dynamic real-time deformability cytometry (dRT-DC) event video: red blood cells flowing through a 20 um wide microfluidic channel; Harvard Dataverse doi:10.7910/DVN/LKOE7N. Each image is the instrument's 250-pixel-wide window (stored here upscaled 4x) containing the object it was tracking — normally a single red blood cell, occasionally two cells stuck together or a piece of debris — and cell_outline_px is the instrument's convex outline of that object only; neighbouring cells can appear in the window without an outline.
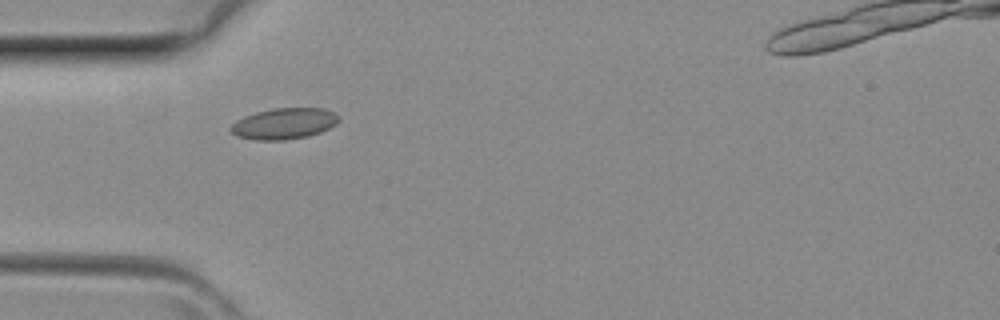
{"species": "common noctule bat (a hibernating species)", "species_latin": "Nyctalus noctula", "temperature_condition": "room temperature", "stored_images_in_passage": 2, "camera_frame_rate_fps": 3000, "um_per_image_px": 0.085, "animal": {"sex": "female", "body_mass_g": 29.2, "forearm_length_mm": 56.3}, "frame": {"image": 1, "passage_image": 1, "time_ms": 0.0, "image_size_px": [1000, 320], "cell_outline_px": [[340, 120], [336, 124], [320, 132], [308, 136], [284, 140], [256, 140], [240, 136], [232, 132], [228, 128], [236, 120], [244, 116], [256, 112], [272, 108], [324, 108], [340, 116]], "centroid_in_image_um": [24.15, 10.5], "position_along_channel_um": 60.8, "area_um2": 19.54}}
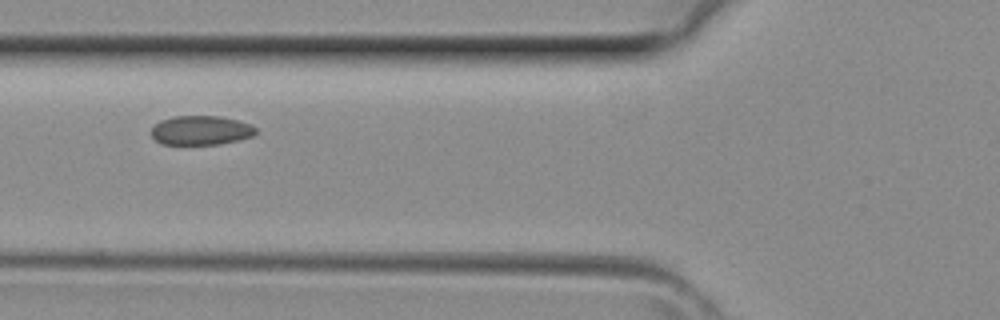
{"frame": {"image": 2, "passage_image": 2, "time_ms": 0.333, "image_size_px": [1000, 320], "cell_outline_px": [[256, 132], [252, 136], [240, 140], [220, 144], [160, 144], [152, 136], [152, 128], [160, 120], [172, 116], [220, 116], [240, 120], [252, 124], [256, 128]], "centroid_in_image_um": [17.11, 11.07], "position_along_channel_um": 108.7, "area_um2": 17.98}}